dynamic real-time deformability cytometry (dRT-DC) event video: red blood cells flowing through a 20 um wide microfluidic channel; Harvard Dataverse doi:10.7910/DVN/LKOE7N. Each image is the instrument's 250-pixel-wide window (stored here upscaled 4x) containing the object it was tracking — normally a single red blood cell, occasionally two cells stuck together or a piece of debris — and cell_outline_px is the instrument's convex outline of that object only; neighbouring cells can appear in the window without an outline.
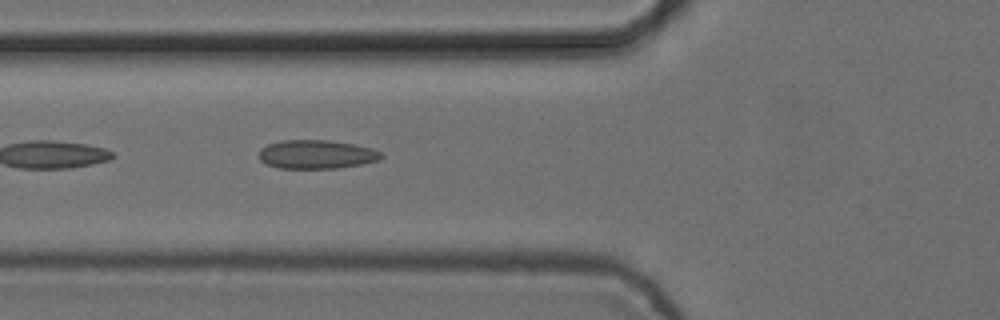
{"species": "common noctule bat (a hibernating species)", "species_latin": "Nyctalus noctula", "temperature_condition": "cold", "stored_images_in_passage": 5, "camera_frame_rate_fps": 3000, "um_per_image_px": 0.085, "animal": {"sex": "female", "body_mass_g": 24.6, "forearm_length_mm": 56.2}, "frame": {"image": 1, "passage_image": 5, "time_ms": 1.333, "image_size_px": [1000, 320], "cell_outline_px": [[384, 156], [380, 160], [340, 168], [276, 168], [260, 160], [260, 148], [268, 144], [284, 140], [328, 140], [352, 144], [372, 148], [380, 152]], "centroid_in_image_um": [26.91, 13.12], "position_along_channel_um": 98.9, "area_um2": 20.4}}